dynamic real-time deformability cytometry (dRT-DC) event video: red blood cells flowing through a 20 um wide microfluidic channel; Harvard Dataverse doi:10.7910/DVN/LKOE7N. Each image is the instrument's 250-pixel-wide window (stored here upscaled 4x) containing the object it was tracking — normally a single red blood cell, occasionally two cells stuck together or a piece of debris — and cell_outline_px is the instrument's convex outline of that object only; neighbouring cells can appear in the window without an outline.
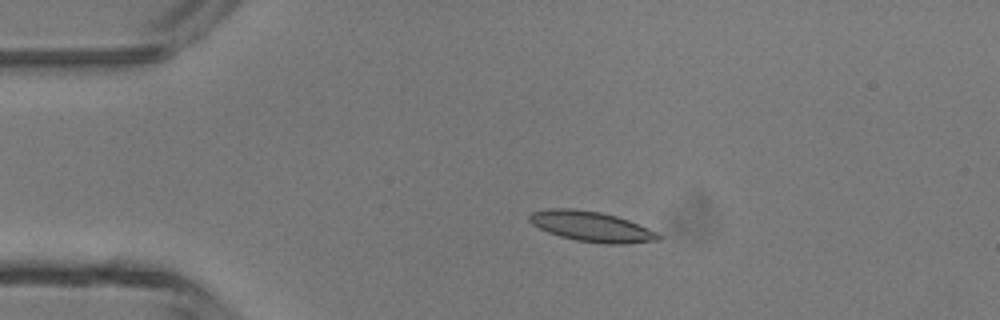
{"species": "common noctule bat (a hibernating species)", "species_latin": "Nyctalus noctula", "temperature_condition": "room temperature", "stored_images_in_passage": 42, "camera_frame_rate_fps": 3000, "um_per_image_px": 0.085, "animal": {"sex": "male", "body_mass_g": 13.3}, "frame": {"image": 1, "passage_image": 5, "time_ms": 1.333, "image_size_px": [1000, 320], "cell_outline_px": [[664, 236], [660, 240], [624, 244], [604, 244], [576, 240], [560, 236], [548, 232], [532, 224], [528, 220], [528, 216], [532, 212], [548, 208], [572, 208], [600, 212], [616, 216], [628, 220], [648, 228]], "centroid_in_image_um": [50.28, 19.25], "position_along_channel_um": 34.7, "area_um2": 22.77}}
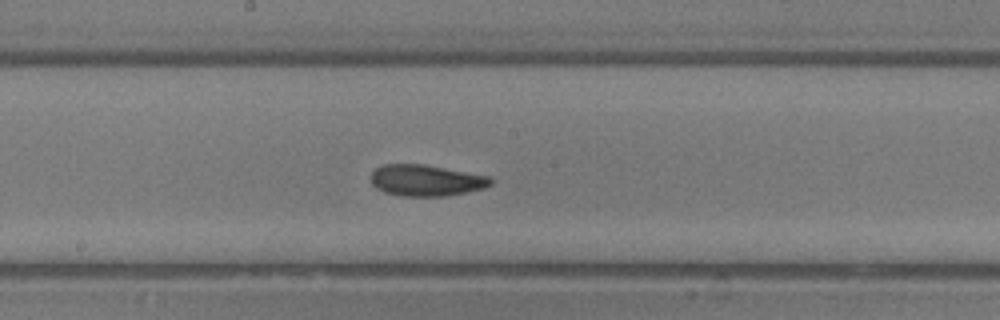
{"frame": {"image": 2, "passage_image": 20, "time_ms": 6.333, "image_size_px": [1000, 320], "cell_outline_px": [[492, 184], [484, 188], [468, 192], [448, 196], [400, 196], [384, 192], [376, 188], [372, 184], [372, 172], [376, 168], [384, 164], [424, 164], [488, 176], [492, 180]], "centroid_in_image_um": [36.21, 15.34], "position_along_channel_um": 212.0, "area_um2": 21.85}}
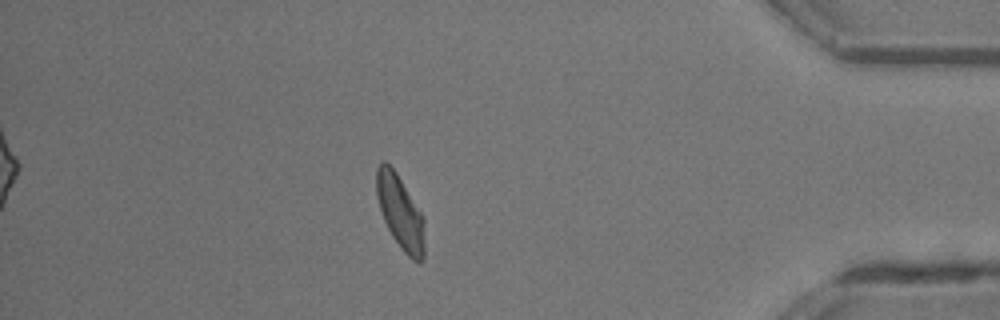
{"frame": {"image": 3, "passage_image": 36, "time_ms": 11.667, "image_size_px": [1000, 320], "cell_outline_px": [[424, 256], [420, 264], [412, 260], [400, 248], [392, 236], [384, 220], [376, 196], [376, 168], [384, 160], [396, 172], [424, 216]], "centroid_in_image_um": [34.03, 18.06], "position_along_channel_um": 401.2, "area_um2": 20.75}, "authors_computed_cell_mechanics": {"area_um2": 21.5883, "velocity_mm_per_s": 4.3616, "shape_relaxation_time_tau1_ms": 4.1765, "shape_relaxation_time_tau2_ms": 3.0311, "deformation_change_tau1": 0.1299, "deformation_change_tau2": 0.096}}